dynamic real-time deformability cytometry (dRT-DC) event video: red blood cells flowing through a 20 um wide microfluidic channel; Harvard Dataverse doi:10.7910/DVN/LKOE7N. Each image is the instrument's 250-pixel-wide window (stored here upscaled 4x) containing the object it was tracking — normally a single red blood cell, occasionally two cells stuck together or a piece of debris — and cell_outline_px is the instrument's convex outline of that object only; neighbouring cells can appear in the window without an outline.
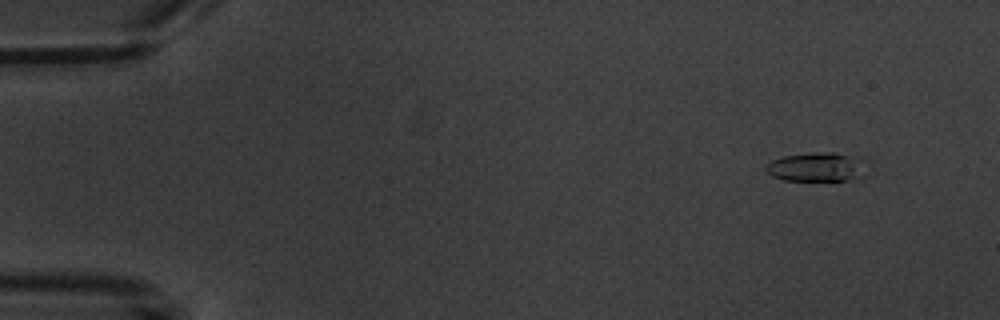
{"species": "common noctule bat (a hibernating species)", "species_latin": "Nyctalus noctula", "temperature_condition": "warm", "stored_images_in_passage": 10, "camera_frame_rate_fps": 3000, "um_per_image_px": 0.085, "animal": {"sex": "male", "body_mass_g": 20.1, "forearm_length_mm": 53.5}, "frame": {"image": 1, "passage_image": 1, "time_ms": 0.0, "image_size_px": [1000, 320], "cell_outline_px": [[864, 176], [848, 180], [784, 180], [772, 176], [764, 168], [772, 160], [784, 156], [820, 152], [832, 152], [844, 156], [860, 164]], "centroid_in_image_um": [69.26, 14.22], "position_along_channel_um": 15.7, "area_um2": 16.01}}
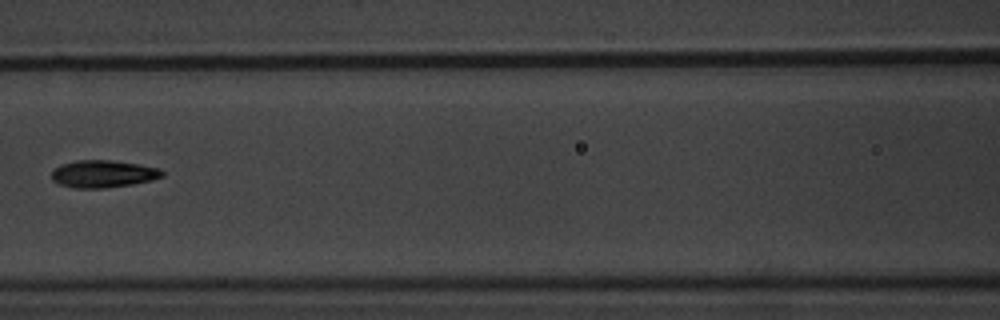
{"frame": {"image": 2, "passage_image": 7, "time_ms": 7.0, "image_size_px": [1000, 320], "cell_outline_px": [[164, 176], [152, 180], [132, 184], [104, 188], [72, 188], [60, 184], [52, 180], [52, 168], [60, 164], [76, 160], [112, 160], [160, 168], [164, 172]], "centroid_in_image_um": [8.74, 14.77], "position_along_channel_um": 157.9, "area_um2": 17.74}}
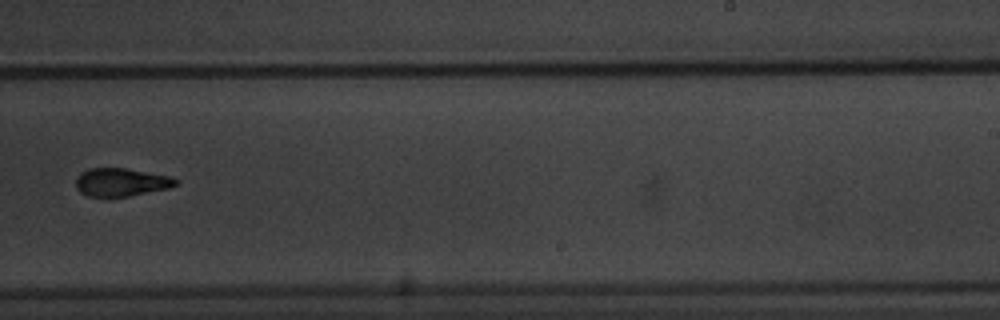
{"frame": {"image": 3, "passage_image": 10, "time_ms": 10.333, "image_size_px": [1000, 320], "cell_outline_px": [[180, 184], [168, 188], [108, 200], [88, 196], [80, 192], [76, 188], [76, 176], [80, 172], [88, 168], [124, 168], [168, 176], [180, 180]], "centroid_in_image_um": [10.24, 15.52], "position_along_channel_um": 278.8, "area_um2": 16.88}}